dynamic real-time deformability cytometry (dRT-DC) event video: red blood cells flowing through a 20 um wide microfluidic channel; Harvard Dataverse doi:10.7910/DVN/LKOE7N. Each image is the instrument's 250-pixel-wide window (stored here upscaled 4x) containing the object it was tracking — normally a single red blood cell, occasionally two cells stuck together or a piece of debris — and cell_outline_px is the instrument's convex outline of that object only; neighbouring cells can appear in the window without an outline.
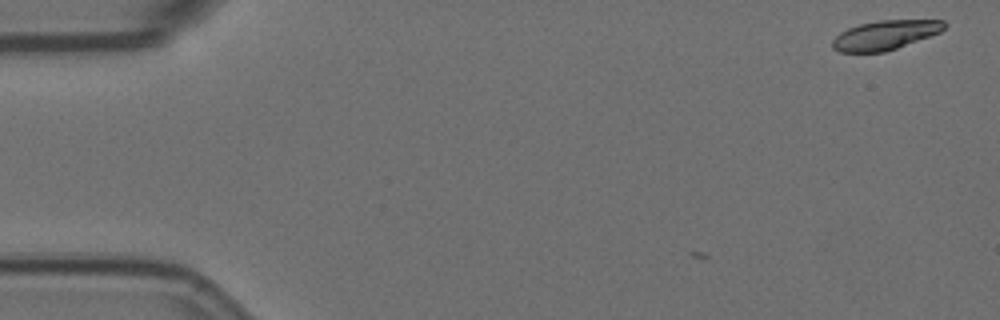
{"species": "Egyptian fruit bat (a non-hibernating species)", "species_latin": "Rousettus aegyptiacus", "temperature_condition": "room temperature", "stored_images_in_passage": 5, "camera_frame_rate_fps": 3000, "um_per_image_px": 0.085, "animal": {"sex": "female"}, "frame": {"image": 1, "passage_image": 1, "time_ms": 0.0, "image_size_px": [1000, 320], "cell_outline_px": [[948, 24], [940, 32], [896, 48], [884, 52], [840, 52], [832, 48], [832, 40], [840, 32], [848, 28], [860, 24], [880, 20], [944, 20]], "centroid_in_image_um": [75.22, 2.97], "position_along_channel_um": 9.8, "area_um2": 18.96}}
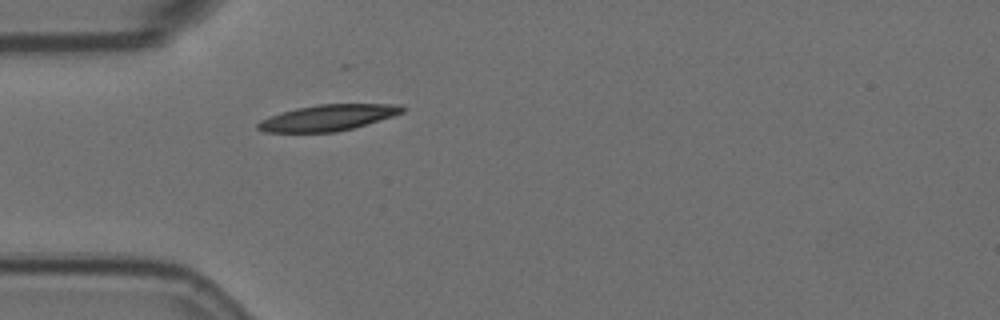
{"frame": {"image": 2, "passage_image": 4, "time_ms": 1.0, "image_size_px": [1000, 320], "cell_outline_px": [[408, 108], [404, 112], [392, 116], [352, 128], [336, 132], [264, 132], [256, 128], [256, 124], [260, 120], [268, 116], [296, 108], [320, 104], [400, 104]], "centroid_in_image_um": [27.86, 10.0], "position_along_channel_um": 57.1, "area_um2": 21.91}}